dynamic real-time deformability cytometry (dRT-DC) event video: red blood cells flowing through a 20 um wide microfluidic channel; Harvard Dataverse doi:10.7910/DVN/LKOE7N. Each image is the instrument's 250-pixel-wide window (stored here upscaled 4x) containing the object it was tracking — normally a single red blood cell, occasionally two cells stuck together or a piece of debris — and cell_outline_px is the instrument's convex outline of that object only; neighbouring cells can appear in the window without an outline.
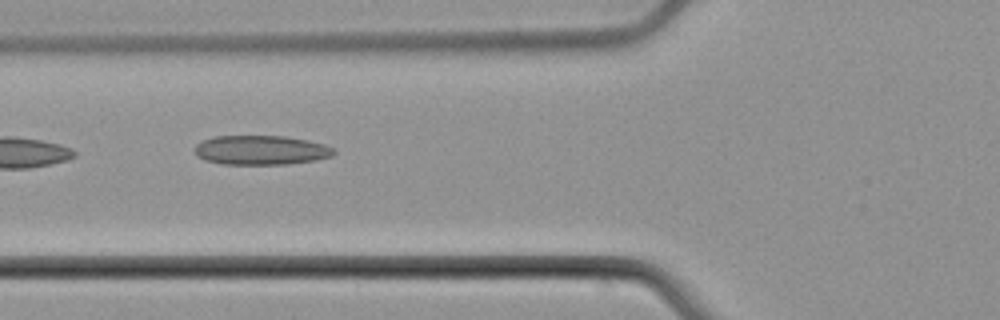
{"species": "common noctule bat (a hibernating species)", "species_latin": "Nyctalus noctula", "temperature_condition": "cold", "stored_images_in_passage": 3, "camera_frame_rate_fps": 3000, "um_per_image_px": 0.085, "animal": {"sex": "male", "body_mass_g": 21.5, "forearm_length_mm": 52.0}, "frame": {"image": 1, "passage_image": 2, "time_ms": 1.333, "image_size_px": [1000, 320], "cell_outline_px": [[336, 152], [332, 156], [316, 160], [288, 164], [224, 164], [204, 160], [196, 156], [196, 144], [204, 140], [216, 136], [284, 136], [308, 140], [324, 144], [332, 148]], "centroid_in_image_um": [22.2, 12.76], "position_along_channel_um": 103.6, "area_um2": 23.76}}